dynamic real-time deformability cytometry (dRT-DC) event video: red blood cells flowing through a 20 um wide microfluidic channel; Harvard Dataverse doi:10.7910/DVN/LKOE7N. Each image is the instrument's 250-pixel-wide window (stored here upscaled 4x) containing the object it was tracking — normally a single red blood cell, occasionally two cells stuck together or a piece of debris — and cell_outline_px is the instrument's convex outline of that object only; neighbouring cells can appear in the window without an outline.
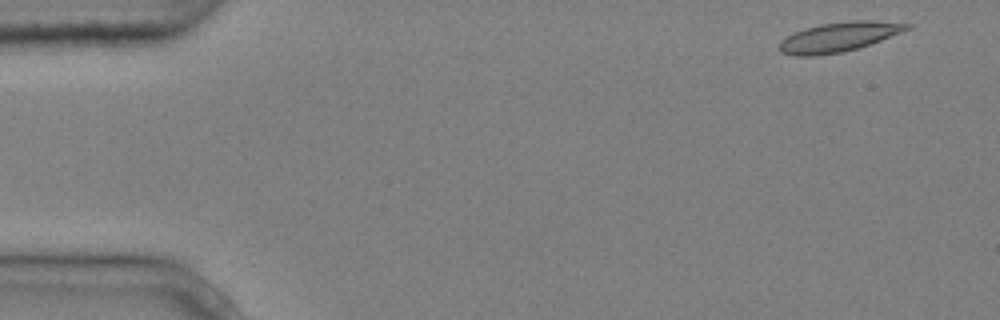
{"species": "common noctule bat (a hibernating species)", "species_latin": "Nyctalus noctula", "temperature_condition": "cold", "stored_images_in_passage": 5, "camera_frame_rate_fps": 3000, "um_per_image_px": 0.085, "animal": {"sex": "male", "body_mass_g": 20.4}, "frame": {"image": 1, "passage_image": 1, "time_ms": 0.0, "image_size_px": [1000, 320], "cell_outline_px": [[912, 28], [880, 40], [856, 48], [840, 52], [816, 56], [796, 56], [780, 52], [776, 48], [780, 40], [804, 28], [820, 24], [852, 20], [872, 20], [912, 24]], "centroid_in_image_um": [71.25, 3.14], "position_along_channel_um": 13.7, "area_um2": 21.91}}
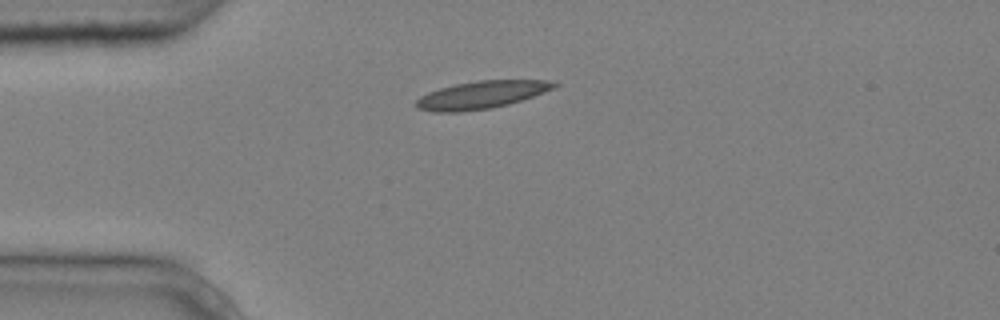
{"frame": {"image": 2, "passage_image": 3, "time_ms": 0.667, "image_size_px": [1000, 320], "cell_outline_px": [[560, 84], [556, 88], [508, 104], [492, 108], [460, 112], [432, 112], [416, 108], [412, 104], [420, 96], [428, 92], [440, 88], [456, 84], [480, 80], [556, 80]], "centroid_in_image_um": [40.91, 8.06], "position_along_channel_um": 44.1, "area_um2": 22.43}}
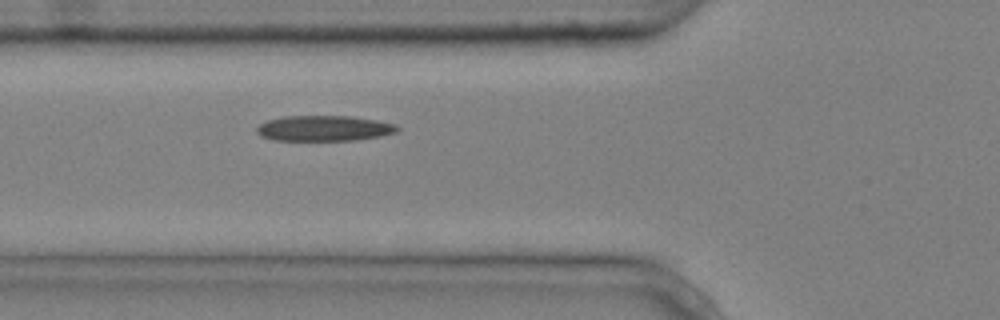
{"frame": {"image": 3, "passage_image": 5, "time_ms": 1.333, "image_size_px": [1000, 320], "cell_outline_px": [[400, 128], [396, 132], [380, 136], [356, 140], [272, 140], [260, 136], [256, 132], [256, 128], [260, 124], [268, 120], [284, 116], [352, 116], [376, 120], [396, 124]], "centroid_in_image_um": [27.54, 10.9], "position_along_channel_um": 98.3, "area_um2": 20.92}}